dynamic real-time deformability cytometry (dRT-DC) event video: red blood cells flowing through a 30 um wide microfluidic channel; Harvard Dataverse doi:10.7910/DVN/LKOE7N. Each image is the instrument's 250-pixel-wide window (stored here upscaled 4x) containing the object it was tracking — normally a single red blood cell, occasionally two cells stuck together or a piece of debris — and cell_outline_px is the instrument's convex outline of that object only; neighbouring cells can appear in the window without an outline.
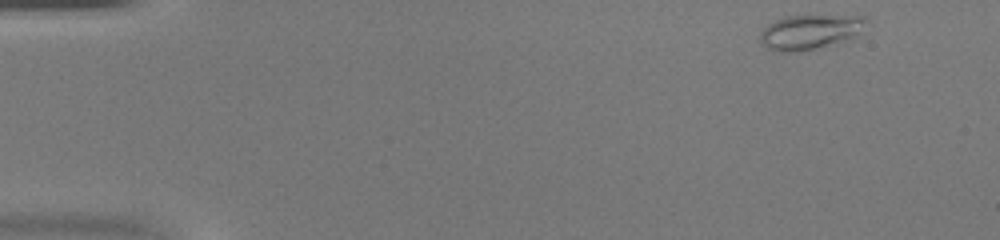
{"species": "common noctule bat (a hibernating species)", "species_latin": "Nyctalus noctula", "temperature_condition": "warm", "stored_images_in_passage": 10, "camera_frame_rate_fps": 3000, "um_per_image_px": 0.085, "animal": {"sex": "female", "body_mass_g": 20.0, "forearm_length_mm": 54.0}, "frame": {"image": 1, "passage_image": 1, "time_ms": 0.0, "image_size_px": [1000, 240], "cell_outline_px": [[868, 20], [852, 36], [812, 48], [796, 52], [780, 52], [768, 48], [760, 44], [760, 32], [768, 24], [784, 16], [864, 16]], "centroid_in_image_um": [68.71, 2.7], "position_along_channel_um": 16.3, "area_um2": 20.46}}